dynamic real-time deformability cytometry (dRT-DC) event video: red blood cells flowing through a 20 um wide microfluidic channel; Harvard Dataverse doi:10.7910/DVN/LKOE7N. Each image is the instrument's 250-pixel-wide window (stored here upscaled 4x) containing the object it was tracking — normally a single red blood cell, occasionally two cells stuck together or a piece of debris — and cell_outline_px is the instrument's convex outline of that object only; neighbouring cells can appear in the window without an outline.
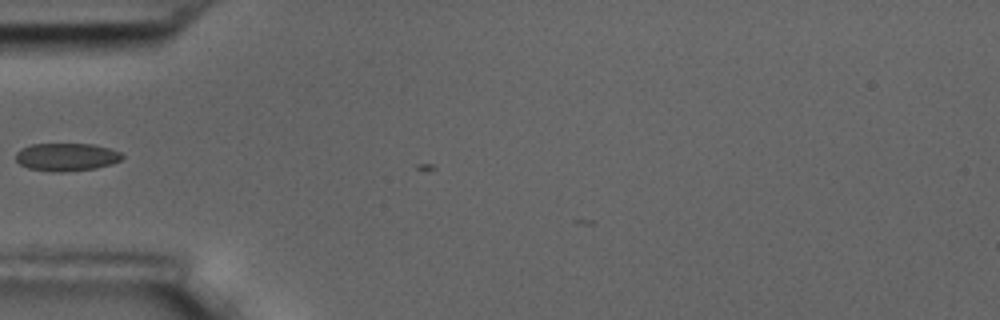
{"species": "common noctule bat (a hibernating species)", "species_latin": "Nyctalus noctula", "temperature_condition": "room temperature", "stored_images_in_passage": 3, "camera_frame_rate_fps": 3000, "um_per_image_px": 0.085, "animal": {"sex": "male", "body_mass_g": 17.5, "forearm_length_mm": 52.3}, "frame": {"image": 1, "passage_image": 2, "time_ms": 1.0, "image_size_px": [1000, 320], "cell_outline_px": [[124, 156], [120, 160], [112, 164], [96, 168], [64, 172], [56, 172], [28, 168], [20, 164], [16, 160], [16, 152], [20, 148], [32, 144], [92, 144], [108, 148], [120, 152]], "centroid_in_image_um": [5.64, 13.34], "position_along_channel_um": 79.4, "area_um2": 17.28}}